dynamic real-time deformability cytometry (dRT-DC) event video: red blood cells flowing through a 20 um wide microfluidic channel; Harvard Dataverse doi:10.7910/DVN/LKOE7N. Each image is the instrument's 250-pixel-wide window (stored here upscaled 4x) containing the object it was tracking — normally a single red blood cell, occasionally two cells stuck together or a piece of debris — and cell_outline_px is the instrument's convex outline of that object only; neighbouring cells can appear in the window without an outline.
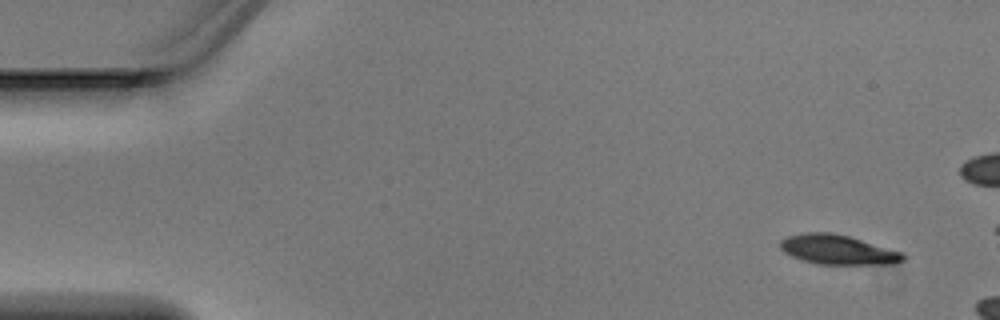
{"species": "Egyptian fruit bat (a non-hibernating species)", "species_latin": "Rousettus aegyptiacus", "temperature_condition": "warm", "stored_images_in_passage": 3, "camera_frame_rate_fps": 3000, "um_per_image_px": 0.085, "animal": {"sex": "male"}, "frame": {"image": 1, "passage_image": 1, "time_ms": 0.0, "image_size_px": [1000, 320], "cell_outline_px": [[904, 260], [896, 264], [816, 264], [800, 260], [784, 252], [780, 248], [780, 240], [788, 236], [808, 232], [828, 232], [848, 236], [904, 252]], "centroid_in_image_um": [71.22, 21.23], "position_along_channel_um": 13.8, "area_um2": 21.21}}